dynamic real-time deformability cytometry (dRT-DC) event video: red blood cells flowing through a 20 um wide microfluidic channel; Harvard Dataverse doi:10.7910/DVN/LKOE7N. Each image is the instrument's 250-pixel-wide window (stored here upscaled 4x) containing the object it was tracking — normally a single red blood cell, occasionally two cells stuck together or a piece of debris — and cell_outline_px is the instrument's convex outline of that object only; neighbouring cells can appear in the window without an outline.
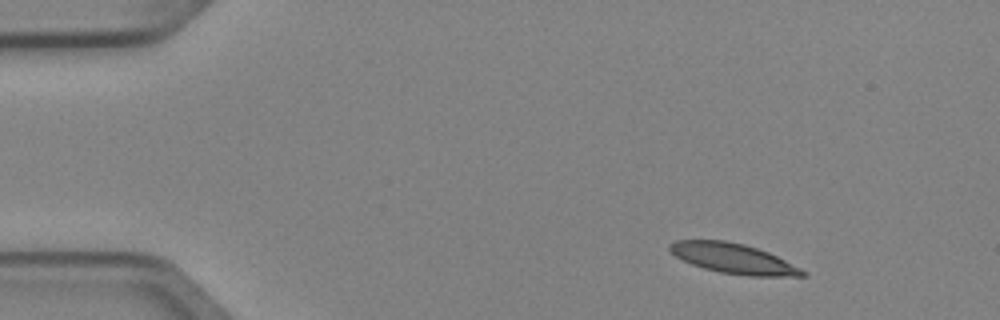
{"species": "Egyptian fruit bat (a non-hibernating species)", "species_latin": "Rousettus aegyptiacus", "temperature_condition": "cold", "stored_images_in_passage": 4, "camera_frame_rate_fps": 3000, "um_per_image_px": 0.085, "animal": {"sex": "female"}, "frame": {"image": 1, "passage_image": 1, "time_ms": 0.0, "image_size_px": [1000, 320], "cell_outline_px": [[808, 276], [748, 276], [720, 272], [704, 268], [692, 264], [676, 256], [668, 248], [668, 244], [676, 240], [724, 240], [744, 244], [768, 252], [808, 272]], "centroid_in_image_um": [62.34, 21.97], "position_along_channel_um": 22.7, "area_um2": 23.06}}
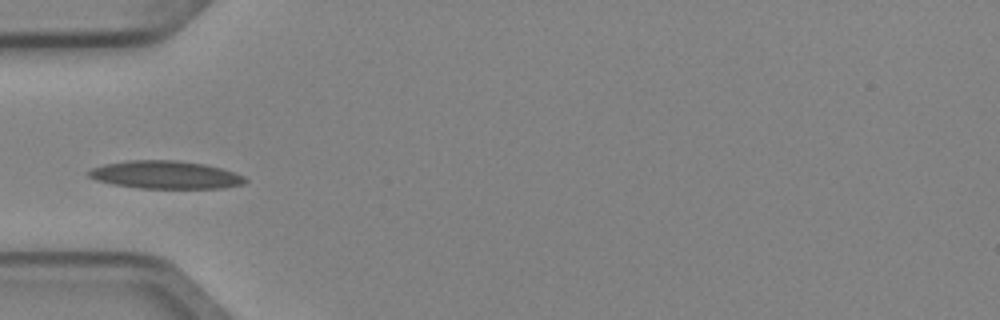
{"frame": {"image": 2, "passage_image": 4, "time_ms": 1.0, "image_size_px": [1000, 320], "cell_outline_px": [[248, 180], [244, 184], [224, 188], [140, 188], [112, 184], [96, 180], [88, 176], [88, 172], [92, 168], [104, 164], [128, 160], [180, 160], [204, 164], [220, 168], [244, 176]], "centroid_in_image_um": [14.07, 14.86], "position_along_channel_um": 70.9, "area_um2": 25.43}}